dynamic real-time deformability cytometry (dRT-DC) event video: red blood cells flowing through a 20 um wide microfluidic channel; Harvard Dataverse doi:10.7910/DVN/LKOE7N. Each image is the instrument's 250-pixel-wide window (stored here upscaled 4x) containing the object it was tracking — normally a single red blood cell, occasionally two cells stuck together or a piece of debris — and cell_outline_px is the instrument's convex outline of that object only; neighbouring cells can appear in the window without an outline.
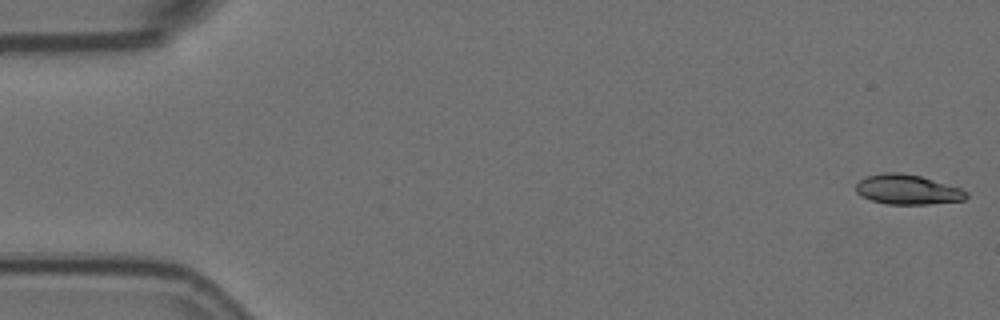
{"species": "Egyptian fruit bat (a non-hibernating species)", "species_latin": "Rousettus aegyptiacus", "temperature_condition": "room temperature", "stored_images_in_passage": 29, "camera_frame_rate_fps": 3000, "um_per_image_px": 0.085, "animal": {"sex": "female"}, "frame": {"image": 1, "passage_image": 1, "time_ms": 0.0, "image_size_px": [1000, 320], "cell_outline_px": [[968, 196], [964, 200], [928, 204], [888, 204], [872, 200], [860, 196], [856, 192], [856, 184], [860, 180], [868, 176], [884, 172], [900, 172], [920, 176], [960, 188], [968, 192]], "centroid_in_image_um": [77.13, 16.11], "position_along_channel_um": 7.9, "area_um2": 19.07}}
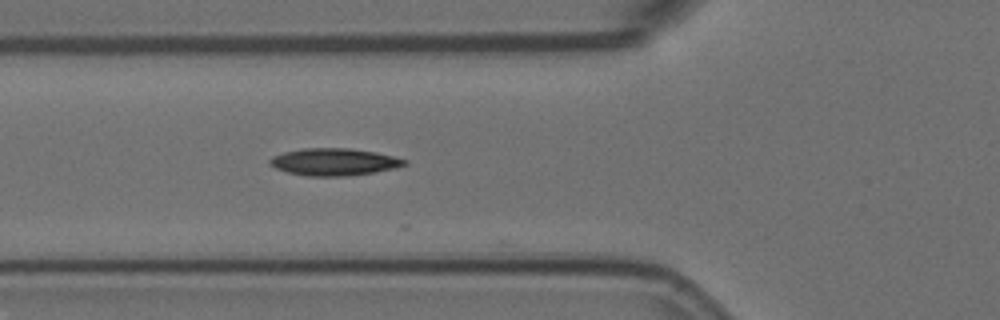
{"frame": {"image": 2, "passage_image": 20, "time_ms": 6.333, "image_size_px": [1000, 320], "cell_outline_px": [[408, 164], [396, 168], [376, 172], [348, 176], [308, 176], [288, 172], [276, 168], [268, 164], [268, 160], [272, 156], [284, 152], [304, 148], [348, 148], [376, 152], [408, 160]], "centroid_in_image_um": [28.41, 13.76], "position_along_channel_um": 97.4, "area_um2": 21.44}}
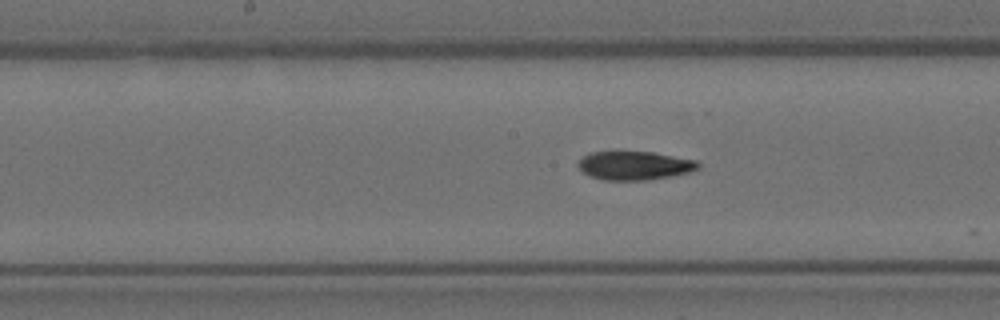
{"frame": {"image": 3, "passage_image": 28, "time_ms": 9.0, "image_size_px": [1000, 320], "cell_outline_px": [[700, 168], [688, 172], [672, 176], [644, 180], [604, 180], [588, 176], [576, 164], [588, 152], [652, 152], [696, 160], [700, 164]], "centroid_in_image_um": [53.93, 14.07], "position_along_channel_um": 194.3, "area_um2": 19.94}}